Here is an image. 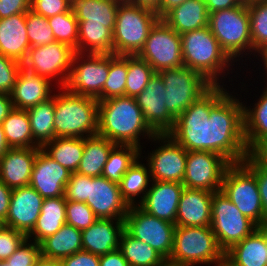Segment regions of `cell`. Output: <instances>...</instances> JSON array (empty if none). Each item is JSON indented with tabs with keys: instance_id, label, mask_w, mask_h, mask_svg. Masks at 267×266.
Here are the masks:
<instances>
[{
	"instance_id": "5bb4252c",
	"label": "cell",
	"mask_w": 267,
	"mask_h": 266,
	"mask_svg": "<svg viewBox=\"0 0 267 266\" xmlns=\"http://www.w3.org/2000/svg\"><path fill=\"white\" fill-rule=\"evenodd\" d=\"M74 53L75 50L69 45L57 41L40 47H30L22 67L50 81L55 78L58 85L64 88L71 73Z\"/></svg>"
},
{
	"instance_id": "836d02e7",
	"label": "cell",
	"mask_w": 267,
	"mask_h": 266,
	"mask_svg": "<svg viewBox=\"0 0 267 266\" xmlns=\"http://www.w3.org/2000/svg\"><path fill=\"white\" fill-rule=\"evenodd\" d=\"M6 141L10 148H39L33 140L28 113L15 109L1 123Z\"/></svg>"
},
{
	"instance_id": "1f68e13d",
	"label": "cell",
	"mask_w": 267,
	"mask_h": 266,
	"mask_svg": "<svg viewBox=\"0 0 267 266\" xmlns=\"http://www.w3.org/2000/svg\"><path fill=\"white\" fill-rule=\"evenodd\" d=\"M116 144L98 134L84 138V152L77 173L100 177L108 155Z\"/></svg>"
},
{
	"instance_id": "44dd1931",
	"label": "cell",
	"mask_w": 267,
	"mask_h": 266,
	"mask_svg": "<svg viewBox=\"0 0 267 266\" xmlns=\"http://www.w3.org/2000/svg\"><path fill=\"white\" fill-rule=\"evenodd\" d=\"M143 201L137 204L146 213L175 224L182 183L153 181Z\"/></svg>"
},
{
	"instance_id": "7bdbcfd3",
	"label": "cell",
	"mask_w": 267,
	"mask_h": 266,
	"mask_svg": "<svg viewBox=\"0 0 267 266\" xmlns=\"http://www.w3.org/2000/svg\"><path fill=\"white\" fill-rule=\"evenodd\" d=\"M127 71L125 96L135 98L144 90L155 72L153 68L138 55H127Z\"/></svg>"
},
{
	"instance_id": "e575fe53",
	"label": "cell",
	"mask_w": 267,
	"mask_h": 266,
	"mask_svg": "<svg viewBox=\"0 0 267 266\" xmlns=\"http://www.w3.org/2000/svg\"><path fill=\"white\" fill-rule=\"evenodd\" d=\"M31 125L33 140L42 147L55 138L54 113L55 94L46 101L26 109Z\"/></svg>"
},
{
	"instance_id": "f546056e",
	"label": "cell",
	"mask_w": 267,
	"mask_h": 266,
	"mask_svg": "<svg viewBox=\"0 0 267 266\" xmlns=\"http://www.w3.org/2000/svg\"><path fill=\"white\" fill-rule=\"evenodd\" d=\"M65 196L44 198L39 217L27 238L41 243L48 236L54 235L66 223Z\"/></svg>"
},
{
	"instance_id": "11a10c76",
	"label": "cell",
	"mask_w": 267,
	"mask_h": 266,
	"mask_svg": "<svg viewBox=\"0 0 267 266\" xmlns=\"http://www.w3.org/2000/svg\"><path fill=\"white\" fill-rule=\"evenodd\" d=\"M31 9V0H0V19Z\"/></svg>"
},
{
	"instance_id": "db71d44e",
	"label": "cell",
	"mask_w": 267,
	"mask_h": 266,
	"mask_svg": "<svg viewBox=\"0 0 267 266\" xmlns=\"http://www.w3.org/2000/svg\"><path fill=\"white\" fill-rule=\"evenodd\" d=\"M60 264L61 266H99V256L82 250L63 258Z\"/></svg>"
},
{
	"instance_id": "83f0119b",
	"label": "cell",
	"mask_w": 267,
	"mask_h": 266,
	"mask_svg": "<svg viewBox=\"0 0 267 266\" xmlns=\"http://www.w3.org/2000/svg\"><path fill=\"white\" fill-rule=\"evenodd\" d=\"M119 0H70V10L78 25H102L114 28Z\"/></svg>"
},
{
	"instance_id": "9f6ffc18",
	"label": "cell",
	"mask_w": 267,
	"mask_h": 266,
	"mask_svg": "<svg viewBox=\"0 0 267 266\" xmlns=\"http://www.w3.org/2000/svg\"><path fill=\"white\" fill-rule=\"evenodd\" d=\"M248 157L261 169L267 171V138L254 144L248 150Z\"/></svg>"
},
{
	"instance_id": "c3c4849f",
	"label": "cell",
	"mask_w": 267,
	"mask_h": 266,
	"mask_svg": "<svg viewBox=\"0 0 267 266\" xmlns=\"http://www.w3.org/2000/svg\"><path fill=\"white\" fill-rule=\"evenodd\" d=\"M22 63L0 54V93L11 94Z\"/></svg>"
},
{
	"instance_id": "680465c9",
	"label": "cell",
	"mask_w": 267,
	"mask_h": 266,
	"mask_svg": "<svg viewBox=\"0 0 267 266\" xmlns=\"http://www.w3.org/2000/svg\"><path fill=\"white\" fill-rule=\"evenodd\" d=\"M12 189L0 179V218L4 221L8 215Z\"/></svg>"
},
{
	"instance_id": "753ad0ef",
	"label": "cell",
	"mask_w": 267,
	"mask_h": 266,
	"mask_svg": "<svg viewBox=\"0 0 267 266\" xmlns=\"http://www.w3.org/2000/svg\"><path fill=\"white\" fill-rule=\"evenodd\" d=\"M0 266H10V264H7L4 260L1 261Z\"/></svg>"
},
{
	"instance_id": "7dc6e473",
	"label": "cell",
	"mask_w": 267,
	"mask_h": 266,
	"mask_svg": "<svg viewBox=\"0 0 267 266\" xmlns=\"http://www.w3.org/2000/svg\"><path fill=\"white\" fill-rule=\"evenodd\" d=\"M31 242V239L26 238L4 261L10 266H35L37 259L41 256V245L35 241Z\"/></svg>"
},
{
	"instance_id": "6f0895ef",
	"label": "cell",
	"mask_w": 267,
	"mask_h": 266,
	"mask_svg": "<svg viewBox=\"0 0 267 266\" xmlns=\"http://www.w3.org/2000/svg\"><path fill=\"white\" fill-rule=\"evenodd\" d=\"M99 266H130L118 249L105 255L99 256Z\"/></svg>"
},
{
	"instance_id": "484cf974",
	"label": "cell",
	"mask_w": 267,
	"mask_h": 266,
	"mask_svg": "<svg viewBox=\"0 0 267 266\" xmlns=\"http://www.w3.org/2000/svg\"><path fill=\"white\" fill-rule=\"evenodd\" d=\"M231 266H267V226L258 227L225 252Z\"/></svg>"
},
{
	"instance_id": "4fadbf2b",
	"label": "cell",
	"mask_w": 267,
	"mask_h": 266,
	"mask_svg": "<svg viewBox=\"0 0 267 266\" xmlns=\"http://www.w3.org/2000/svg\"><path fill=\"white\" fill-rule=\"evenodd\" d=\"M175 226L146 213L138 205L129 206L124 218V230L133 238L152 246L166 260L173 250Z\"/></svg>"
},
{
	"instance_id": "4dcf8cb0",
	"label": "cell",
	"mask_w": 267,
	"mask_h": 266,
	"mask_svg": "<svg viewBox=\"0 0 267 266\" xmlns=\"http://www.w3.org/2000/svg\"><path fill=\"white\" fill-rule=\"evenodd\" d=\"M41 255L54 260H62L82 251L81 231L65 223L54 235L48 236L41 243Z\"/></svg>"
},
{
	"instance_id": "a7ac6f4b",
	"label": "cell",
	"mask_w": 267,
	"mask_h": 266,
	"mask_svg": "<svg viewBox=\"0 0 267 266\" xmlns=\"http://www.w3.org/2000/svg\"><path fill=\"white\" fill-rule=\"evenodd\" d=\"M159 266H185L177 263L170 262L168 260H165L161 265Z\"/></svg>"
},
{
	"instance_id": "8d00e7d4",
	"label": "cell",
	"mask_w": 267,
	"mask_h": 266,
	"mask_svg": "<svg viewBox=\"0 0 267 266\" xmlns=\"http://www.w3.org/2000/svg\"><path fill=\"white\" fill-rule=\"evenodd\" d=\"M78 52L113 54V30L102 25H78Z\"/></svg>"
},
{
	"instance_id": "8fae6325",
	"label": "cell",
	"mask_w": 267,
	"mask_h": 266,
	"mask_svg": "<svg viewBox=\"0 0 267 266\" xmlns=\"http://www.w3.org/2000/svg\"><path fill=\"white\" fill-rule=\"evenodd\" d=\"M138 56L158 73L183 66L181 35L163 19H159L149 32Z\"/></svg>"
},
{
	"instance_id": "ba28073f",
	"label": "cell",
	"mask_w": 267,
	"mask_h": 266,
	"mask_svg": "<svg viewBox=\"0 0 267 266\" xmlns=\"http://www.w3.org/2000/svg\"><path fill=\"white\" fill-rule=\"evenodd\" d=\"M221 192L258 227H264V212L255 174L243 163L230 164Z\"/></svg>"
},
{
	"instance_id": "2644e50d",
	"label": "cell",
	"mask_w": 267,
	"mask_h": 266,
	"mask_svg": "<svg viewBox=\"0 0 267 266\" xmlns=\"http://www.w3.org/2000/svg\"><path fill=\"white\" fill-rule=\"evenodd\" d=\"M219 266H231L226 260H224Z\"/></svg>"
},
{
	"instance_id": "e0dca14e",
	"label": "cell",
	"mask_w": 267,
	"mask_h": 266,
	"mask_svg": "<svg viewBox=\"0 0 267 266\" xmlns=\"http://www.w3.org/2000/svg\"><path fill=\"white\" fill-rule=\"evenodd\" d=\"M164 93L163 80L154 73L144 90L135 97L144 120L155 134H168L175 124V118L166 108Z\"/></svg>"
},
{
	"instance_id": "d6a6232c",
	"label": "cell",
	"mask_w": 267,
	"mask_h": 266,
	"mask_svg": "<svg viewBox=\"0 0 267 266\" xmlns=\"http://www.w3.org/2000/svg\"><path fill=\"white\" fill-rule=\"evenodd\" d=\"M41 149L70 172L77 171L84 152V138L56 137Z\"/></svg>"
},
{
	"instance_id": "8992f818",
	"label": "cell",
	"mask_w": 267,
	"mask_h": 266,
	"mask_svg": "<svg viewBox=\"0 0 267 266\" xmlns=\"http://www.w3.org/2000/svg\"><path fill=\"white\" fill-rule=\"evenodd\" d=\"M159 19L154 10L120 2L113 30V54L138 55Z\"/></svg>"
},
{
	"instance_id": "f5cc1de1",
	"label": "cell",
	"mask_w": 267,
	"mask_h": 266,
	"mask_svg": "<svg viewBox=\"0 0 267 266\" xmlns=\"http://www.w3.org/2000/svg\"><path fill=\"white\" fill-rule=\"evenodd\" d=\"M243 163L255 174L264 212V227L267 226V171L259 168L248 156Z\"/></svg>"
},
{
	"instance_id": "8c879c8a",
	"label": "cell",
	"mask_w": 267,
	"mask_h": 266,
	"mask_svg": "<svg viewBox=\"0 0 267 266\" xmlns=\"http://www.w3.org/2000/svg\"><path fill=\"white\" fill-rule=\"evenodd\" d=\"M241 3H246V4H248V3H250V2H252V1H254V0H239Z\"/></svg>"
},
{
	"instance_id": "89a4df30",
	"label": "cell",
	"mask_w": 267,
	"mask_h": 266,
	"mask_svg": "<svg viewBox=\"0 0 267 266\" xmlns=\"http://www.w3.org/2000/svg\"><path fill=\"white\" fill-rule=\"evenodd\" d=\"M5 227V223L4 220L2 218H0V230Z\"/></svg>"
},
{
	"instance_id": "ab89813d",
	"label": "cell",
	"mask_w": 267,
	"mask_h": 266,
	"mask_svg": "<svg viewBox=\"0 0 267 266\" xmlns=\"http://www.w3.org/2000/svg\"><path fill=\"white\" fill-rule=\"evenodd\" d=\"M141 152L133 145L116 144L108 155L101 176L119 184L127 170L140 158Z\"/></svg>"
},
{
	"instance_id": "f1b7e54d",
	"label": "cell",
	"mask_w": 267,
	"mask_h": 266,
	"mask_svg": "<svg viewBox=\"0 0 267 266\" xmlns=\"http://www.w3.org/2000/svg\"><path fill=\"white\" fill-rule=\"evenodd\" d=\"M162 19L180 35L209 26V13L204 0H186Z\"/></svg>"
},
{
	"instance_id": "d590c367",
	"label": "cell",
	"mask_w": 267,
	"mask_h": 266,
	"mask_svg": "<svg viewBox=\"0 0 267 266\" xmlns=\"http://www.w3.org/2000/svg\"><path fill=\"white\" fill-rule=\"evenodd\" d=\"M119 250L130 266H159L166 260L152 246L133 238L125 230L120 237Z\"/></svg>"
},
{
	"instance_id": "03108f58",
	"label": "cell",
	"mask_w": 267,
	"mask_h": 266,
	"mask_svg": "<svg viewBox=\"0 0 267 266\" xmlns=\"http://www.w3.org/2000/svg\"><path fill=\"white\" fill-rule=\"evenodd\" d=\"M9 149L10 147L6 141L2 125L0 124V158L3 157Z\"/></svg>"
},
{
	"instance_id": "d4e9b609",
	"label": "cell",
	"mask_w": 267,
	"mask_h": 266,
	"mask_svg": "<svg viewBox=\"0 0 267 266\" xmlns=\"http://www.w3.org/2000/svg\"><path fill=\"white\" fill-rule=\"evenodd\" d=\"M49 79L30 72L23 67L19 70L14 88L10 94L15 109L26 110L52 97Z\"/></svg>"
},
{
	"instance_id": "be15d7a7",
	"label": "cell",
	"mask_w": 267,
	"mask_h": 266,
	"mask_svg": "<svg viewBox=\"0 0 267 266\" xmlns=\"http://www.w3.org/2000/svg\"><path fill=\"white\" fill-rule=\"evenodd\" d=\"M161 0H130L129 2L136 6L146 7L156 11L159 8Z\"/></svg>"
},
{
	"instance_id": "003e7915",
	"label": "cell",
	"mask_w": 267,
	"mask_h": 266,
	"mask_svg": "<svg viewBox=\"0 0 267 266\" xmlns=\"http://www.w3.org/2000/svg\"><path fill=\"white\" fill-rule=\"evenodd\" d=\"M261 55V56H260ZM259 57H261V59L263 60V61H261V62H264V69L266 70V74H267V50H265V51H262V52H260L259 53ZM266 77H267V75H266ZM267 83V82H266ZM267 85V84H266ZM265 89H267V87H265Z\"/></svg>"
},
{
	"instance_id": "91938a15",
	"label": "cell",
	"mask_w": 267,
	"mask_h": 266,
	"mask_svg": "<svg viewBox=\"0 0 267 266\" xmlns=\"http://www.w3.org/2000/svg\"><path fill=\"white\" fill-rule=\"evenodd\" d=\"M207 6L208 13H212L218 10L230 9L239 6L241 2L239 0H204Z\"/></svg>"
},
{
	"instance_id": "5b68a950",
	"label": "cell",
	"mask_w": 267,
	"mask_h": 266,
	"mask_svg": "<svg viewBox=\"0 0 267 266\" xmlns=\"http://www.w3.org/2000/svg\"><path fill=\"white\" fill-rule=\"evenodd\" d=\"M173 250L168 261L194 266L215 264L225 260V252L220 248L210 226H175Z\"/></svg>"
},
{
	"instance_id": "52a82bcc",
	"label": "cell",
	"mask_w": 267,
	"mask_h": 266,
	"mask_svg": "<svg viewBox=\"0 0 267 266\" xmlns=\"http://www.w3.org/2000/svg\"><path fill=\"white\" fill-rule=\"evenodd\" d=\"M209 28L222 50L232 61L236 60L237 63L236 58L240 55L243 57L242 54L246 50L252 54L250 21L246 3L209 13Z\"/></svg>"
},
{
	"instance_id": "60d3db41",
	"label": "cell",
	"mask_w": 267,
	"mask_h": 266,
	"mask_svg": "<svg viewBox=\"0 0 267 266\" xmlns=\"http://www.w3.org/2000/svg\"><path fill=\"white\" fill-rule=\"evenodd\" d=\"M252 52L260 53L267 50V0H254L247 4Z\"/></svg>"
},
{
	"instance_id": "34e18365",
	"label": "cell",
	"mask_w": 267,
	"mask_h": 266,
	"mask_svg": "<svg viewBox=\"0 0 267 266\" xmlns=\"http://www.w3.org/2000/svg\"><path fill=\"white\" fill-rule=\"evenodd\" d=\"M121 2H129L130 0H119Z\"/></svg>"
},
{
	"instance_id": "74e56055",
	"label": "cell",
	"mask_w": 267,
	"mask_h": 266,
	"mask_svg": "<svg viewBox=\"0 0 267 266\" xmlns=\"http://www.w3.org/2000/svg\"><path fill=\"white\" fill-rule=\"evenodd\" d=\"M139 162V158L136 162L127 170L124 174L121 182L119 183L120 193L123 200L128 204V206H135V196L141 195V200L139 204L143 201L147 191L149 189L148 185L150 184L149 180L152 178L150 174L149 165ZM148 168V169H147Z\"/></svg>"
},
{
	"instance_id": "d6986e66",
	"label": "cell",
	"mask_w": 267,
	"mask_h": 266,
	"mask_svg": "<svg viewBox=\"0 0 267 266\" xmlns=\"http://www.w3.org/2000/svg\"><path fill=\"white\" fill-rule=\"evenodd\" d=\"M71 173L39 147L29 185L43 198L65 196Z\"/></svg>"
},
{
	"instance_id": "9a60e30c",
	"label": "cell",
	"mask_w": 267,
	"mask_h": 266,
	"mask_svg": "<svg viewBox=\"0 0 267 266\" xmlns=\"http://www.w3.org/2000/svg\"><path fill=\"white\" fill-rule=\"evenodd\" d=\"M230 163L221 155L210 151H187L185 188L221 191L224 173Z\"/></svg>"
},
{
	"instance_id": "f35d334b",
	"label": "cell",
	"mask_w": 267,
	"mask_h": 266,
	"mask_svg": "<svg viewBox=\"0 0 267 266\" xmlns=\"http://www.w3.org/2000/svg\"><path fill=\"white\" fill-rule=\"evenodd\" d=\"M252 109L244 106V135L247 149L267 138V89Z\"/></svg>"
},
{
	"instance_id": "cb8c5ba5",
	"label": "cell",
	"mask_w": 267,
	"mask_h": 266,
	"mask_svg": "<svg viewBox=\"0 0 267 266\" xmlns=\"http://www.w3.org/2000/svg\"><path fill=\"white\" fill-rule=\"evenodd\" d=\"M38 148H10L0 158V179L10 188L28 186Z\"/></svg>"
},
{
	"instance_id": "bcb514c9",
	"label": "cell",
	"mask_w": 267,
	"mask_h": 266,
	"mask_svg": "<svg viewBox=\"0 0 267 266\" xmlns=\"http://www.w3.org/2000/svg\"><path fill=\"white\" fill-rule=\"evenodd\" d=\"M96 215L90 207L83 202H66V223L83 231L97 221Z\"/></svg>"
},
{
	"instance_id": "b9f144b4",
	"label": "cell",
	"mask_w": 267,
	"mask_h": 266,
	"mask_svg": "<svg viewBox=\"0 0 267 266\" xmlns=\"http://www.w3.org/2000/svg\"><path fill=\"white\" fill-rule=\"evenodd\" d=\"M127 73V55L109 54V72L102 89V101L125 96Z\"/></svg>"
},
{
	"instance_id": "3957f363",
	"label": "cell",
	"mask_w": 267,
	"mask_h": 266,
	"mask_svg": "<svg viewBox=\"0 0 267 266\" xmlns=\"http://www.w3.org/2000/svg\"><path fill=\"white\" fill-rule=\"evenodd\" d=\"M60 90L55 94V138H85L96 135L99 101L93 97L73 94L65 87Z\"/></svg>"
},
{
	"instance_id": "4316f807",
	"label": "cell",
	"mask_w": 267,
	"mask_h": 266,
	"mask_svg": "<svg viewBox=\"0 0 267 266\" xmlns=\"http://www.w3.org/2000/svg\"><path fill=\"white\" fill-rule=\"evenodd\" d=\"M30 47L26 29V13L0 19V54L22 63Z\"/></svg>"
},
{
	"instance_id": "f6af8a7d",
	"label": "cell",
	"mask_w": 267,
	"mask_h": 266,
	"mask_svg": "<svg viewBox=\"0 0 267 266\" xmlns=\"http://www.w3.org/2000/svg\"><path fill=\"white\" fill-rule=\"evenodd\" d=\"M26 29L31 47H40L55 41L48 18L31 9L26 12Z\"/></svg>"
},
{
	"instance_id": "7c38bea8",
	"label": "cell",
	"mask_w": 267,
	"mask_h": 266,
	"mask_svg": "<svg viewBox=\"0 0 267 266\" xmlns=\"http://www.w3.org/2000/svg\"><path fill=\"white\" fill-rule=\"evenodd\" d=\"M108 72L109 54L87 53L86 55L75 52L71 73L65 88L73 94L93 97L102 101V89L107 80Z\"/></svg>"
},
{
	"instance_id": "ee69618b",
	"label": "cell",
	"mask_w": 267,
	"mask_h": 266,
	"mask_svg": "<svg viewBox=\"0 0 267 266\" xmlns=\"http://www.w3.org/2000/svg\"><path fill=\"white\" fill-rule=\"evenodd\" d=\"M48 23L52 28L55 41L65 43L78 52L79 26L71 10L49 17Z\"/></svg>"
},
{
	"instance_id": "e7e4bbea",
	"label": "cell",
	"mask_w": 267,
	"mask_h": 266,
	"mask_svg": "<svg viewBox=\"0 0 267 266\" xmlns=\"http://www.w3.org/2000/svg\"><path fill=\"white\" fill-rule=\"evenodd\" d=\"M35 266H61V264L59 260H54L41 255L37 259Z\"/></svg>"
},
{
	"instance_id": "681fc988",
	"label": "cell",
	"mask_w": 267,
	"mask_h": 266,
	"mask_svg": "<svg viewBox=\"0 0 267 266\" xmlns=\"http://www.w3.org/2000/svg\"><path fill=\"white\" fill-rule=\"evenodd\" d=\"M89 183H91V176H85L77 172L71 173V177L65 188L66 200L86 203Z\"/></svg>"
},
{
	"instance_id": "816d5d0a",
	"label": "cell",
	"mask_w": 267,
	"mask_h": 266,
	"mask_svg": "<svg viewBox=\"0 0 267 266\" xmlns=\"http://www.w3.org/2000/svg\"><path fill=\"white\" fill-rule=\"evenodd\" d=\"M31 10L46 18L70 10V0H31Z\"/></svg>"
},
{
	"instance_id": "7402d4cb",
	"label": "cell",
	"mask_w": 267,
	"mask_h": 266,
	"mask_svg": "<svg viewBox=\"0 0 267 266\" xmlns=\"http://www.w3.org/2000/svg\"><path fill=\"white\" fill-rule=\"evenodd\" d=\"M213 193L184 187L178 203L175 225L210 226Z\"/></svg>"
},
{
	"instance_id": "ac0fdd59",
	"label": "cell",
	"mask_w": 267,
	"mask_h": 266,
	"mask_svg": "<svg viewBox=\"0 0 267 266\" xmlns=\"http://www.w3.org/2000/svg\"><path fill=\"white\" fill-rule=\"evenodd\" d=\"M86 204L98 219L124 220L129 209L121 196L119 184L103 176L91 177Z\"/></svg>"
},
{
	"instance_id": "277c9868",
	"label": "cell",
	"mask_w": 267,
	"mask_h": 266,
	"mask_svg": "<svg viewBox=\"0 0 267 266\" xmlns=\"http://www.w3.org/2000/svg\"><path fill=\"white\" fill-rule=\"evenodd\" d=\"M181 41L183 66L201 73L213 85H219L220 74L229 71L235 61L222 50L209 26L181 34Z\"/></svg>"
},
{
	"instance_id": "6da1fadb",
	"label": "cell",
	"mask_w": 267,
	"mask_h": 266,
	"mask_svg": "<svg viewBox=\"0 0 267 266\" xmlns=\"http://www.w3.org/2000/svg\"><path fill=\"white\" fill-rule=\"evenodd\" d=\"M186 151H210L230 164L248 156L244 105L223 85H212L176 119L168 133Z\"/></svg>"
},
{
	"instance_id": "603a6c76",
	"label": "cell",
	"mask_w": 267,
	"mask_h": 266,
	"mask_svg": "<svg viewBox=\"0 0 267 266\" xmlns=\"http://www.w3.org/2000/svg\"><path fill=\"white\" fill-rule=\"evenodd\" d=\"M123 231L124 220L97 219L81 231L83 251L101 256L118 250Z\"/></svg>"
},
{
	"instance_id": "ffe728a7",
	"label": "cell",
	"mask_w": 267,
	"mask_h": 266,
	"mask_svg": "<svg viewBox=\"0 0 267 266\" xmlns=\"http://www.w3.org/2000/svg\"><path fill=\"white\" fill-rule=\"evenodd\" d=\"M43 200L44 198L30 185L12 189L5 226L27 236L36 224Z\"/></svg>"
},
{
	"instance_id": "6125c7cd",
	"label": "cell",
	"mask_w": 267,
	"mask_h": 266,
	"mask_svg": "<svg viewBox=\"0 0 267 266\" xmlns=\"http://www.w3.org/2000/svg\"><path fill=\"white\" fill-rule=\"evenodd\" d=\"M186 0H161L159 8L155 11L156 14L162 19L170 10L181 5Z\"/></svg>"
},
{
	"instance_id": "2e32d148",
	"label": "cell",
	"mask_w": 267,
	"mask_h": 266,
	"mask_svg": "<svg viewBox=\"0 0 267 266\" xmlns=\"http://www.w3.org/2000/svg\"><path fill=\"white\" fill-rule=\"evenodd\" d=\"M153 141L163 142L148 154L152 181L182 183L185 176L187 151L169 134H156Z\"/></svg>"
},
{
	"instance_id": "9c48e42d",
	"label": "cell",
	"mask_w": 267,
	"mask_h": 266,
	"mask_svg": "<svg viewBox=\"0 0 267 266\" xmlns=\"http://www.w3.org/2000/svg\"><path fill=\"white\" fill-rule=\"evenodd\" d=\"M165 85V105L176 119L213 84L186 66L158 72Z\"/></svg>"
},
{
	"instance_id": "f907efd6",
	"label": "cell",
	"mask_w": 267,
	"mask_h": 266,
	"mask_svg": "<svg viewBox=\"0 0 267 266\" xmlns=\"http://www.w3.org/2000/svg\"><path fill=\"white\" fill-rule=\"evenodd\" d=\"M27 236L11 227H3L0 230V260L9 258L21 245Z\"/></svg>"
},
{
	"instance_id": "7a4b0ae2",
	"label": "cell",
	"mask_w": 267,
	"mask_h": 266,
	"mask_svg": "<svg viewBox=\"0 0 267 266\" xmlns=\"http://www.w3.org/2000/svg\"><path fill=\"white\" fill-rule=\"evenodd\" d=\"M98 135L119 145L142 149L140 137L156 135L147 125L134 97H112L98 103ZM140 136V137H139Z\"/></svg>"
},
{
	"instance_id": "94428289",
	"label": "cell",
	"mask_w": 267,
	"mask_h": 266,
	"mask_svg": "<svg viewBox=\"0 0 267 266\" xmlns=\"http://www.w3.org/2000/svg\"><path fill=\"white\" fill-rule=\"evenodd\" d=\"M13 108L11 96L9 94L0 93V124Z\"/></svg>"
},
{
	"instance_id": "30bf717a",
	"label": "cell",
	"mask_w": 267,
	"mask_h": 266,
	"mask_svg": "<svg viewBox=\"0 0 267 266\" xmlns=\"http://www.w3.org/2000/svg\"><path fill=\"white\" fill-rule=\"evenodd\" d=\"M210 227L224 252L258 228L221 191L214 192L212 196Z\"/></svg>"
}]
</instances>
